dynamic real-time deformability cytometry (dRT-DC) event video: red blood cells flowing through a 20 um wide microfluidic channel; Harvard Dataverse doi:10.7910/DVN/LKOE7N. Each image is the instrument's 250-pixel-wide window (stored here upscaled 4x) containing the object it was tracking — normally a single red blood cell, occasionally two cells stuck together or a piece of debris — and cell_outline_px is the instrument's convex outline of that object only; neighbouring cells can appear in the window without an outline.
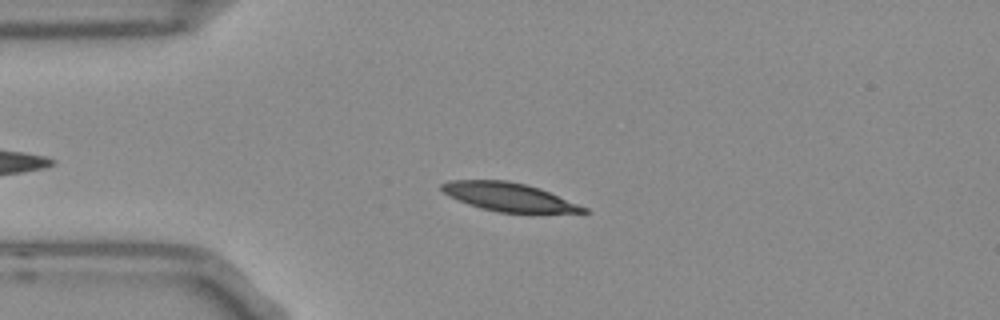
{"species": "Egyptian fruit bat (a non-hibernating species)", "species_latin": "Rousettus aegyptiacus", "temperature_condition": "room temperature", "stored_images_in_passage": 40, "camera_frame_rate_fps": 3000, "um_per_image_px": 0.085, "frame": {"image": 1, "passage_image": 9, "time_ms": 2.667, "image_size_px": [1000, 320], "cell_outline_px": [[592, 212], [528, 216], [496, 212], [480, 208], [468, 204], [448, 196], [440, 188], [440, 184], [448, 180], [508, 180], [540, 188], [588, 208]], "centroid_in_image_um": [43.35, 16.81], "position_along_channel_um": 41.7, "area_um2": 24.74}}
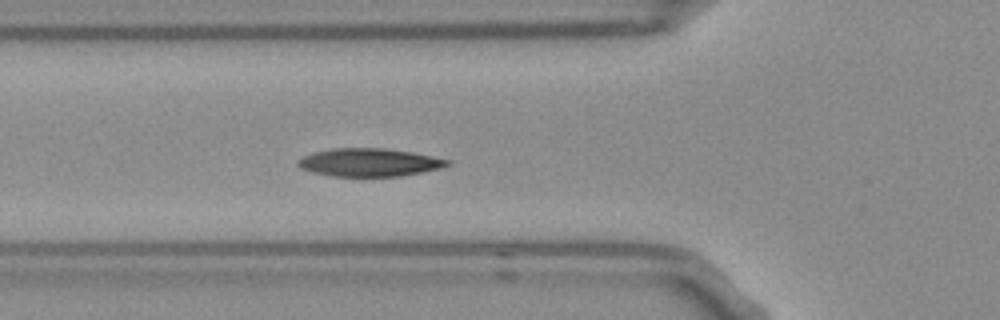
{"frame": {"image": 2, "passage_image": 15, "time_ms": 4.667, "image_size_px": [1000, 320], "cell_outline_px": [[452, 164], [440, 168], [400, 176], [332, 176], [312, 172], [300, 168], [296, 164], [304, 156], [316, 152], [332, 148], [384, 148], [412, 152], [452, 160]], "centroid_in_image_um": [31.42, 13.8], "position_along_channel_um": 94.4, "area_um2": 24.28}}
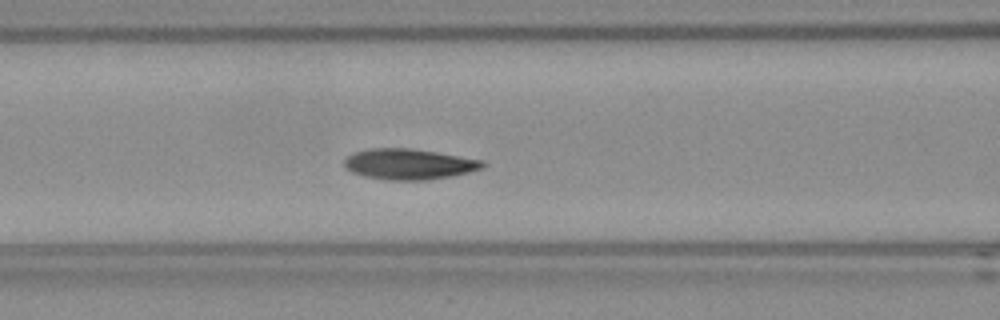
{"frame": {"image": 3, "passage_image": 18, "time_ms": 5.667, "image_size_px": [1000, 320], "cell_outline_px": [[488, 164], [484, 168], [452, 176], [428, 180], [388, 180], [364, 176], [352, 172], [344, 168], [344, 160], [348, 156], [356, 152], [372, 148], [408, 148], [436, 152], [484, 160]], "centroid_in_image_um": [34.8, 13.96], "position_along_channel_um": 131.8, "area_um2": 24.8}, "authors_computed_cell_mechanics": {"area_um2": 24.2182, "velocity_mm_per_s": 3.6905, "shape_relaxation_time_tau1_ms": 3.5726, "shape_relaxation_time_tau2_ms": 2.2137, "deformation_change_tau1": 0.1168, "deformation_change_tau2": 0.0569}}